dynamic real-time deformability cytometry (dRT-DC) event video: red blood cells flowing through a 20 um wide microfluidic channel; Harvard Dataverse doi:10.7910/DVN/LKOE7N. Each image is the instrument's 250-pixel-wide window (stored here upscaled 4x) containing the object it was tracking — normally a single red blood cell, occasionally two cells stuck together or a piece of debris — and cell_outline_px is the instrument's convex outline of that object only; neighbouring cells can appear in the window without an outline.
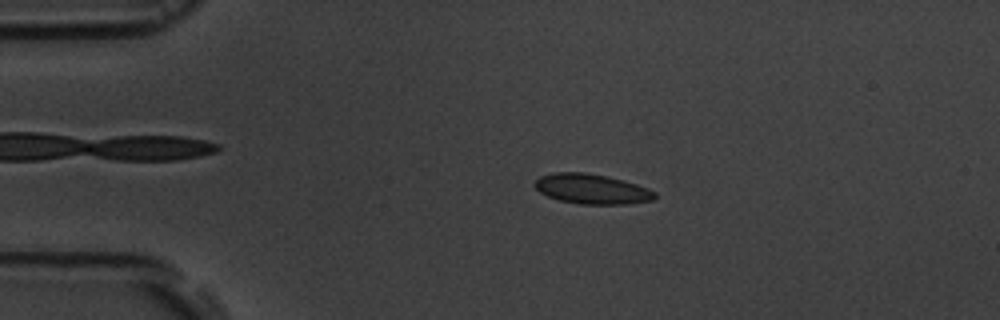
{"species": "common noctule bat (a hibernating species)", "species_latin": "Nyctalus noctula", "temperature_condition": "room temperature", "stored_images_in_passage": 10, "camera_frame_rate_fps": 3000, "um_per_image_px": 0.085, "animal": {"sex": "male", "body_mass_g": 19.5, "forearm_length_mm": 54.6}, "frame": {"image": 1, "passage_image": 2, "time_ms": 1.333, "image_size_px": [1000, 320], "cell_outline_px": [[656, 196], [652, 200], [628, 204], [580, 204], [560, 200], [548, 196], [540, 192], [532, 184], [540, 176], [552, 172], [584, 172], [608, 176], [624, 180], [648, 188], [656, 192]], "centroid_in_image_um": [50.29, 16.05], "position_along_channel_um": 34.7, "area_um2": 21.04}}
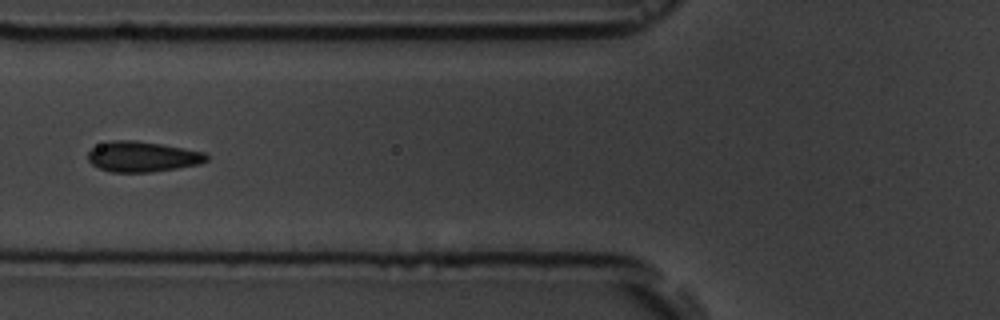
{"frame": {"image": 2, "passage_image": 5, "time_ms": 4.667, "image_size_px": [1000, 320], "cell_outline_px": [[208, 160], [200, 164], [152, 172], [112, 172], [100, 168], [92, 164], [88, 160], [88, 152], [92, 148], [108, 140], [136, 140], [160, 144], [204, 152], [208, 156]], "centroid_in_image_um": [12.09, 13.31], "position_along_channel_um": 113.7, "area_um2": 20.92}}
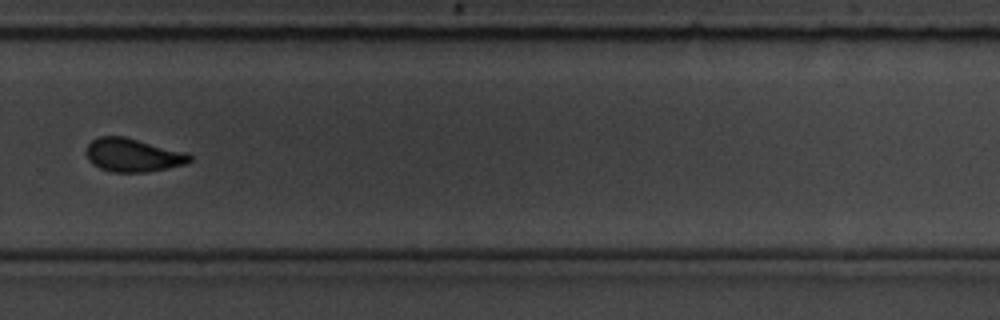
{"frame": {"image": 3, "passage_image": 10, "time_ms": 10.333, "image_size_px": [1000, 320], "cell_outline_px": [[192, 160], [188, 164], [148, 172], [112, 172], [100, 168], [92, 164], [88, 160], [84, 152], [88, 144], [92, 140], [100, 136], [124, 136], [188, 152], [192, 156]], "centroid_in_image_um": [11.31, 13.18], "position_along_channel_um": 318.5, "area_um2": 20.52}}